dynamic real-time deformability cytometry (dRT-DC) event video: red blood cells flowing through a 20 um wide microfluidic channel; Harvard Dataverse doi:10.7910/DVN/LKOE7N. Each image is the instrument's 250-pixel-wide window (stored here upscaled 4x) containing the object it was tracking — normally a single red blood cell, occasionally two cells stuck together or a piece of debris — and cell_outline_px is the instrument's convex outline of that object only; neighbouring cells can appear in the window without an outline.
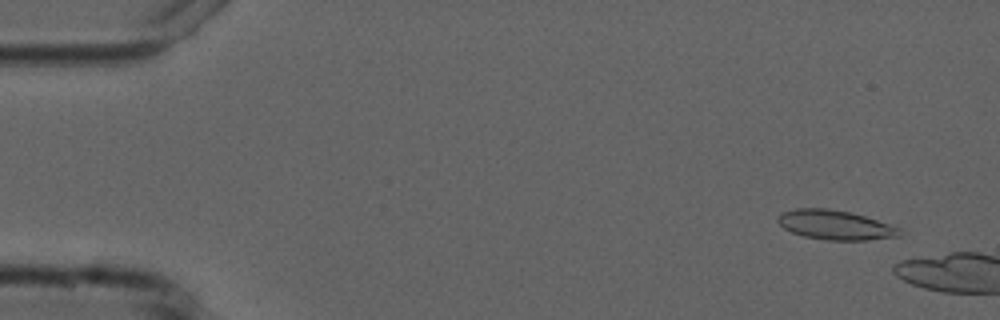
{"species": "common noctule bat (a hibernating species)", "species_latin": "Nyctalus noctula", "temperature_condition": "cold", "stored_images_in_passage": 4, "camera_frame_rate_fps": 3000, "um_per_image_px": 0.085, "animal": {"sex": "male", "forearm_length_mm": 52.5}, "frame": {"image": 1, "passage_image": 1, "time_ms": 0.0, "image_size_px": [1000, 320], "cell_outline_px": [[900, 236], [868, 240], [828, 240], [804, 236], [792, 232], [784, 228], [776, 220], [776, 216], [780, 212], [796, 208], [828, 208], [852, 212], [900, 228]], "centroid_in_image_um": [70.94, 19.11], "position_along_channel_um": 14.1, "area_um2": 20.92}}